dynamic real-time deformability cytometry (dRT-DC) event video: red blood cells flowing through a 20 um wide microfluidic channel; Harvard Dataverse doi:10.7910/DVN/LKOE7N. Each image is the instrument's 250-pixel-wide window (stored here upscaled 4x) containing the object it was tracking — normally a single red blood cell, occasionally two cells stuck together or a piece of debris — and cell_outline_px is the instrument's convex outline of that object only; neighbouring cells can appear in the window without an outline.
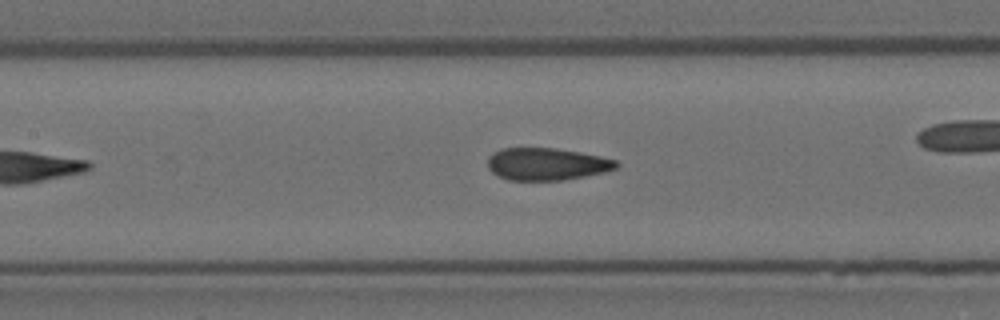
{"species": "Egyptian fruit bat (a non-hibernating species)", "species_latin": "Rousettus aegyptiacus", "temperature_condition": "room temperature", "stored_images_in_passage": 24, "camera_frame_rate_fps": 3000, "um_per_image_px": 0.085, "animal": {"sex": "female"}, "frame": {"image": 1, "passage_image": 9, "time_ms": 2.667, "image_size_px": [1000, 320], "cell_outline_px": [[620, 164], [616, 168], [604, 172], [564, 180], [508, 180], [492, 172], [488, 168], [488, 156], [492, 152], [500, 148], [552, 148], [580, 152], [600, 156], [616, 160]], "centroid_in_image_um": [46.45, 13.94], "position_along_channel_um": 161.0, "area_um2": 24.22}}
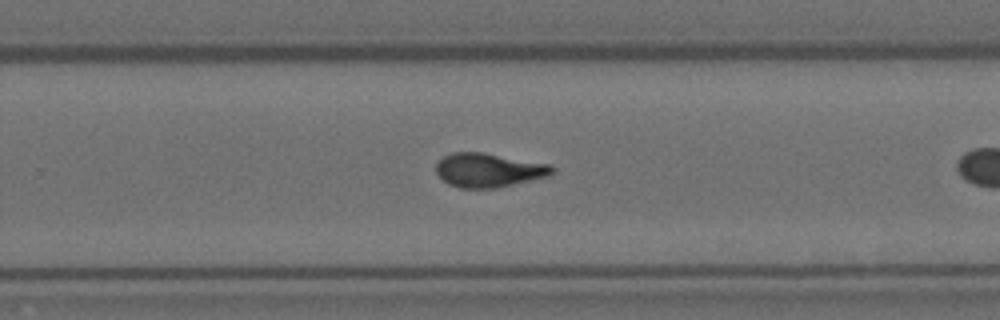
{"frame": {"image": 2, "passage_image": 16, "time_ms": 5.0, "image_size_px": [1000, 320], "cell_outline_px": [[556, 168], [552, 176], [496, 188], [460, 188], [448, 184], [436, 172], [436, 164], [444, 156], [452, 152], [480, 152], [552, 164]], "centroid_in_image_um": [41.6, 14.47], "position_along_channel_um": 288.2, "area_um2": 23.18}}
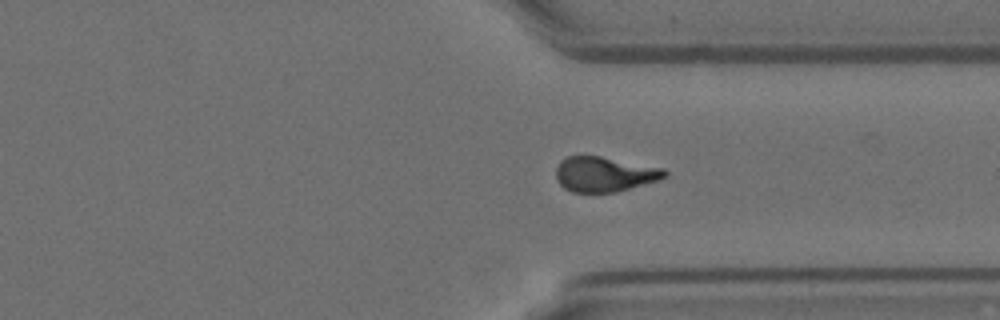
{"frame": {"image": 3, "passage_image": 22, "time_ms": 7.0, "image_size_px": [1000, 320], "cell_outline_px": [[668, 176], [660, 180], [616, 192], [572, 192], [564, 188], [556, 180], [556, 168], [560, 160], [568, 156], [600, 156], [664, 168], [668, 172]], "centroid_in_image_um": [51.39, 14.81], "position_along_channel_um": 360.0, "area_um2": 22.31}}